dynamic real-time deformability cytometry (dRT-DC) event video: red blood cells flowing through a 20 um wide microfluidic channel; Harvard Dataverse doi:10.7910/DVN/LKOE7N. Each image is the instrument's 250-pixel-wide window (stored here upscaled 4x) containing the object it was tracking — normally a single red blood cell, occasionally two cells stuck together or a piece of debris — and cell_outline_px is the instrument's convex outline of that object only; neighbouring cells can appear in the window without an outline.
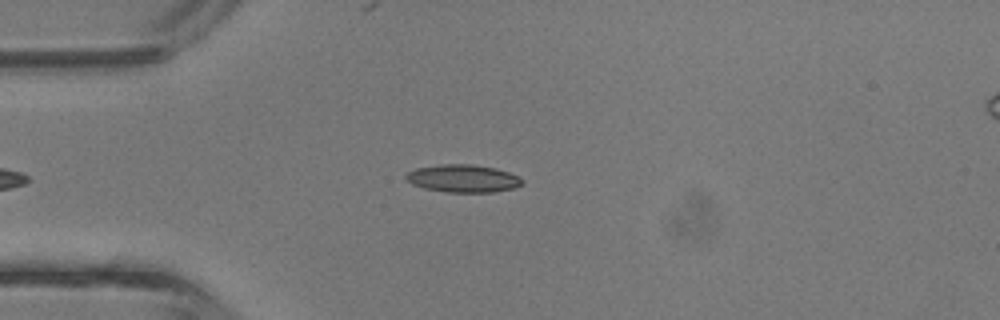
{"species": "common noctule bat (a hibernating species)", "species_latin": "Nyctalus noctula", "temperature_condition": "room temperature", "stored_images_in_passage": 30, "camera_frame_rate_fps": 3000, "um_per_image_px": 0.085, "animal": {"sex": "male", "body_mass_g": 13.3}, "frame": {"image": 1, "passage_image": 2, "time_ms": 0.333, "image_size_px": [1000, 320], "cell_outline_px": [[524, 184], [516, 188], [492, 192], [444, 192], [424, 188], [412, 184], [404, 176], [408, 172], [416, 168], [440, 164], [472, 164], [496, 168], [520, 176], [524, 180]], "centroid_in_image_um": [39.4, 15.17], "position_along_channel_um": 45.6, "area_um2": 18.96}}
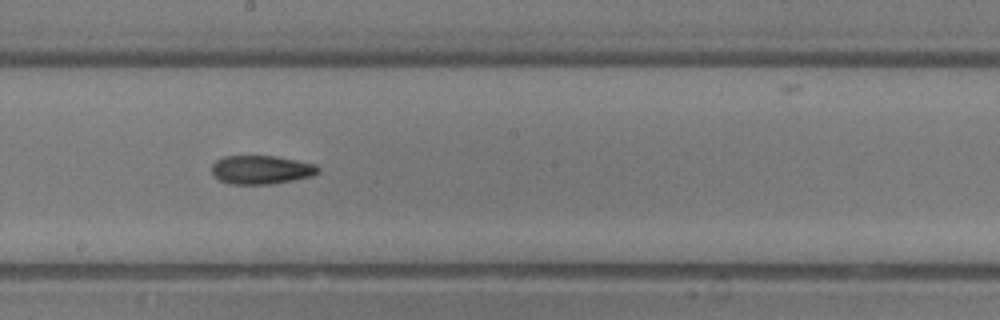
{"frame": {"image": 2, "passage_image": 14, "time_ms": 4.333, "image_size_px": [1000, 320], "cell_outline_px": [[320, 172], [312, 176], [292, 180], [268, 184], [232, 184], [220, 180], [212, 172], [212, 164], [216, 160], [224, 156], [276, 156], [316, 164], [320, 168]], "centroid_in_image_um": [22.23, 14.42], "position_along_channel_um": 226.0, "area_um2": 17.69}}
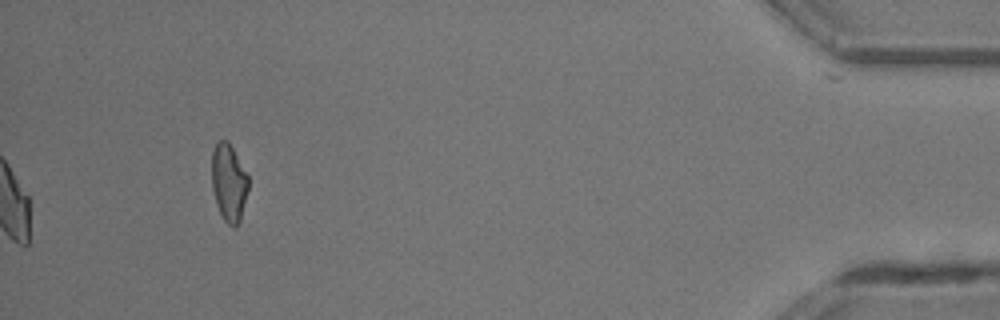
{"frame": {"image": 3, "passage_image": 30, "time_ms": 9.667, "image_size_px": [1000, 320], "cell_outline_px": [[248, 188], [240, 220], [236, 224], [228, 224], [224, 220], [216, 204], [212, 188], [212, 152], [216, 140], [228, 140], [248, 176]], "centroid_in_image_um": [19.43, 15.46], "position_along_channel_um": 415.8, "area_um2": 16.3}, "authors_computed_cell_mechanics": {"area_um2": 18.2648, "velocity_mm_per_s": 4.9246, "shape_relaxation_time_tau1_ms": 6.6711, "shape_relaxation_time_tau2_ms": 4.4002, "deformation_change_tau1": 0.1749, "deformation_change_tau2": 0.1409}}